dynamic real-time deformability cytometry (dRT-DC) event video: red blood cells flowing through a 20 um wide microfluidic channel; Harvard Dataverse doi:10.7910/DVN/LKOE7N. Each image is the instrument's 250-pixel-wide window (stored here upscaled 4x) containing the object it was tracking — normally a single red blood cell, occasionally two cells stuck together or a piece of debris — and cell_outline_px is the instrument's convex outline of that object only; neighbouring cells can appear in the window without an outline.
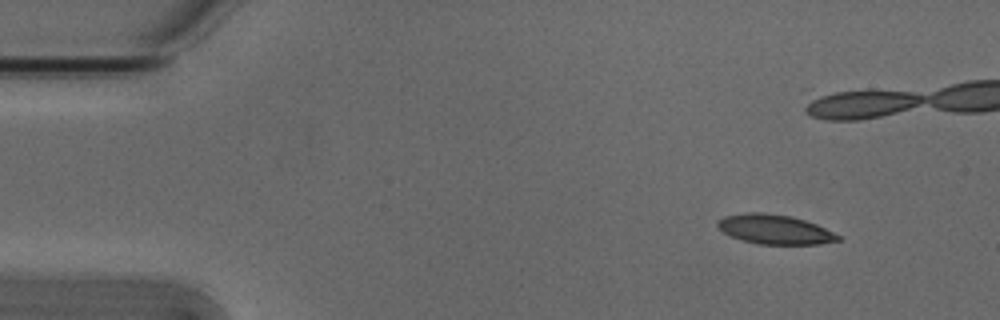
{"species": "Egyptian fruit bat (a non-hibernating species)", "species_latin": "Rousettus aegyptiacus", "temperature_condition": "cold", "stored_images_in_passage": 7, "camera_frame_rate_fps": 3000, "um_per_image_px": 0.085, "animal": {"sex": "male"}, "frame": {"image": 1, "passage_image": 1, "time_ms": 0.0, "image_size_px": [1000, 320], "cell_outline_px": [[840, 240], [820, 244], [756, 244], [732, 236], [724, 232], [716, 224], [724, 216], [748, 212], [756, 212], [792, 216], [816, 224], [840, 236]], "centroid_in_image_um": [65.86, 19.5], "position_along_channel_um": 19.1, "area_um2": 20.35}}